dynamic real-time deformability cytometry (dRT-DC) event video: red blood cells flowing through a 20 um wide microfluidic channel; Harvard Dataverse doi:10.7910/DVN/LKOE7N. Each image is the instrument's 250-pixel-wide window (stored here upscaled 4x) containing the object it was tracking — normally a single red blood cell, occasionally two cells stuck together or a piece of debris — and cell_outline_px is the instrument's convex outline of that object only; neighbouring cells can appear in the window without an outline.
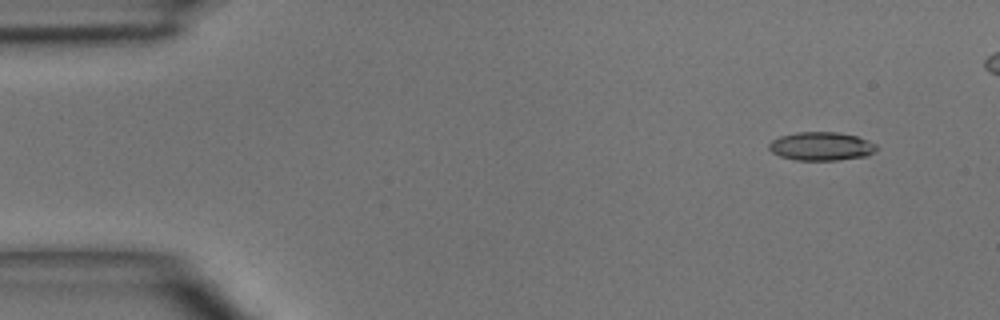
{"species": "common noctule bat (a hibernating species)", "species_latin": "Nyctalus noctula", "temperature_condition": "room temperature", "stored_images_in_passage": 5, "segment_of_instrument_passage": [2, 2], "camera_frame_rate_fps": 3000, "um_per_image_px": 0.085, "animal": {"sex": "male", "body_mass_g": 15.6}, "frame": {"image": 1, "passage_image": 5, "time_ms": 5.0, "image_size_px": [1000, 320], "cell_outline_px": [[876, 148], [868, 156], [840, 160], [796, 160], [780, 156], [772, 152], [768, 148], [768, 144], [772, 140], [780, 136], [796, 132], [840, 132], [856, 136], [876, 144]], "centroid_in_image_um": [69.78, 12.43], "position_along_channel_um": 15.2, "area_um2": 17.86}}